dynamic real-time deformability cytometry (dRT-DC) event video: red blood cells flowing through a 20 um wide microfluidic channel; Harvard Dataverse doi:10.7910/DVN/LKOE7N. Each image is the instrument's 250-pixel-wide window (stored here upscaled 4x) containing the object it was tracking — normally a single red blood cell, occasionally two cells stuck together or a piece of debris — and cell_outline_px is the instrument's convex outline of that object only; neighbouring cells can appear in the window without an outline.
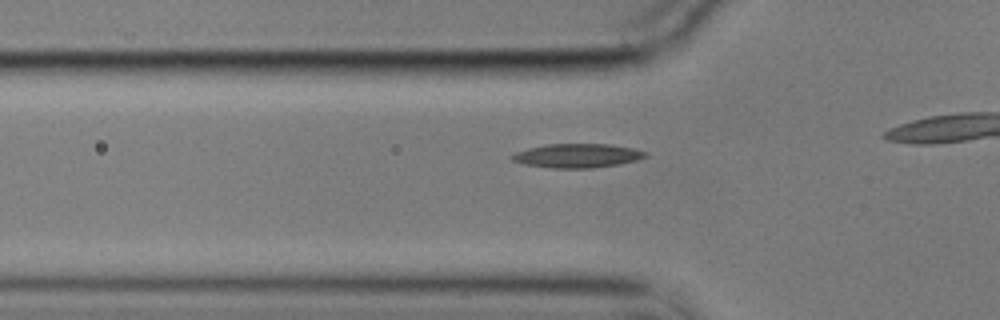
{"species": "common noctule bat (a hibernating species)", "species_latin": "Nyctalus noctula", "temperature_condition": "cold", "stored_images_in_passage": 18, "camera_frame_rate_fps": 3000, "um_per_image_px": 0.085, "animal": {"sex": "male", "body_mass_g": 17.9}, "frame": {"image": 1, "passage_image": 12, "time_ms": 3.667, "image_size_px": [1000, 320], "cell_outline_px": [[648, 156], [636, 160], [620, 164], [592, 168], [552, 168], [524, 164], [512, 160], [508, 156], [516, 152], [528, 148], [548, 144], [612, 144], [632, 148], [648, 152]], "centroid_in_image_um": [49.08, 13.23], "position_along_channel_um": 76.7, "area_um2": 18.73}}
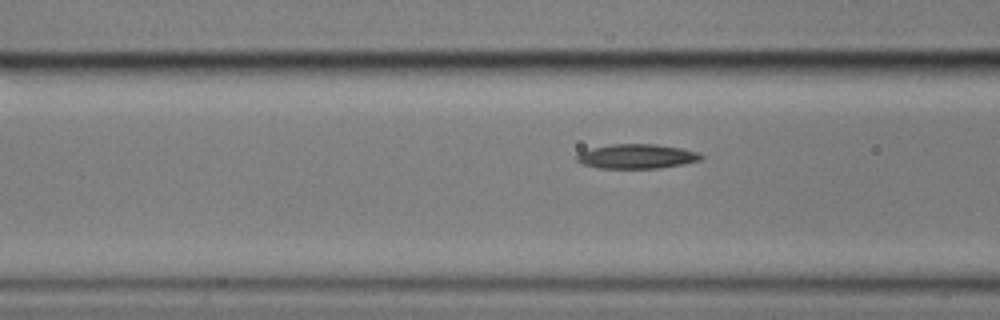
{"frame": {"image": 2, "passage_image": 15, "time_ms": 4.667, "image_size_px": [1000, 320], "cell_outline_px": [[704, 156], [700, 160], [684, 164], [660, 168], [596, 168], [580, 164], [576, 160], [576, 156], [580, 152], [592, 148], [612, 144], [656, 144], [680, 148], [700, 152]], "centroid_in_image_um": [54.12, 13.29], "position_along_channel_um": 112.5, "area_um2": 17.86}}